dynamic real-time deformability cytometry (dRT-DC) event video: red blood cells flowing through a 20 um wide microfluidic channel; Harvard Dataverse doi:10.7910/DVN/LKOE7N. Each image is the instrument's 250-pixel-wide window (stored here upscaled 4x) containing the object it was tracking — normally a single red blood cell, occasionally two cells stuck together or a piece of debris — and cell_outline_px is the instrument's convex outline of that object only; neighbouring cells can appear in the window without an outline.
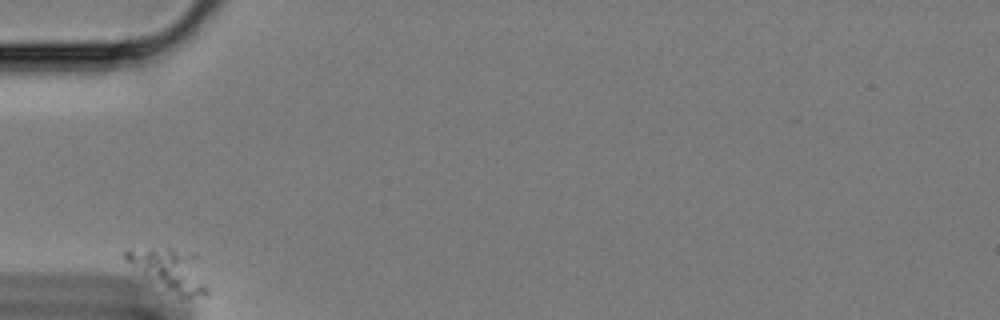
{"species": "Egyptian fruit bat (a non-hibernating species)", "species_latin": "Rousettus aegyptiacus", "temperature_condition": "cold", "stored_images_in_passage": 39, "camera_frame_rate_fps": 3000, "um_per_image_px": 0.085, "animal": {"sex": "female"}, "frame": {"image": 1, "passage_image": 1, "time_ms": 0.0, "image_size_px": [1000, 320], "cell_outline_px": [[208, 292], [204, 296], [188, 300], [184, 300], [124, 260], [124, 252], [128, 248], [172, 248], [196, 252], [208, 288]], "centroid_in_image_um": [14.53, 22.93], "position_along_channel_um": 70.5, "area_um2": 20.17}}
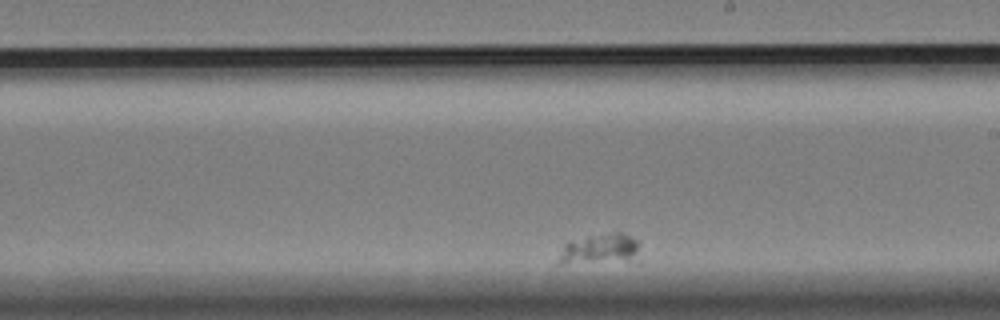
{"frame": {"image": 2, "passage_image": 23, "time_ms": 7.333, "image_size_px": [1000, 320], "cell_outline_px": [[640, 240], [636, 252], [628, 256], [560, 264], [560, 256], [564, 244], [568, 240], [588, 236], [612, 232], [620, 232]], "centroid_in_image_um": [50.89, 21.04], "position_along_channel_um": 238.1, "area_um2": 12.83}}
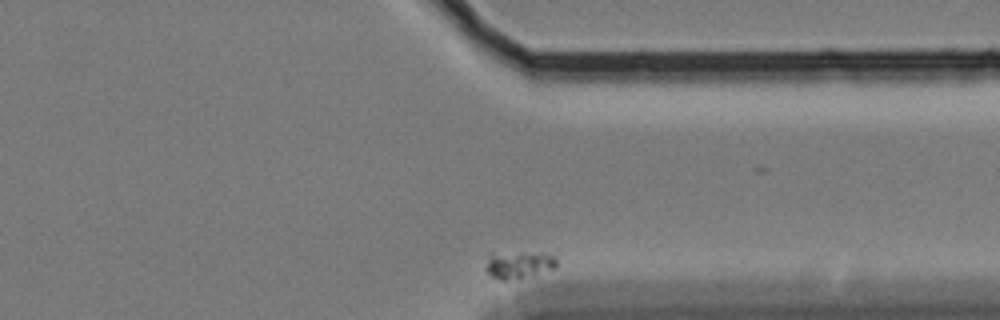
{"frame": {"image": 3, "passage_image": 39, "time_ms": 12.667, "image_size_px": [1000, 320], "cell_outline_px": [[556, 264], [552, 268], [504, 280], [500, 280], [492, 276], [484, 268], [488, 252], [540, 252], [556, 256]], "centroid_in_image_um": [43.98, 22.42], "position_along_channel_um": 367.4, "area_um2": 11.04}}